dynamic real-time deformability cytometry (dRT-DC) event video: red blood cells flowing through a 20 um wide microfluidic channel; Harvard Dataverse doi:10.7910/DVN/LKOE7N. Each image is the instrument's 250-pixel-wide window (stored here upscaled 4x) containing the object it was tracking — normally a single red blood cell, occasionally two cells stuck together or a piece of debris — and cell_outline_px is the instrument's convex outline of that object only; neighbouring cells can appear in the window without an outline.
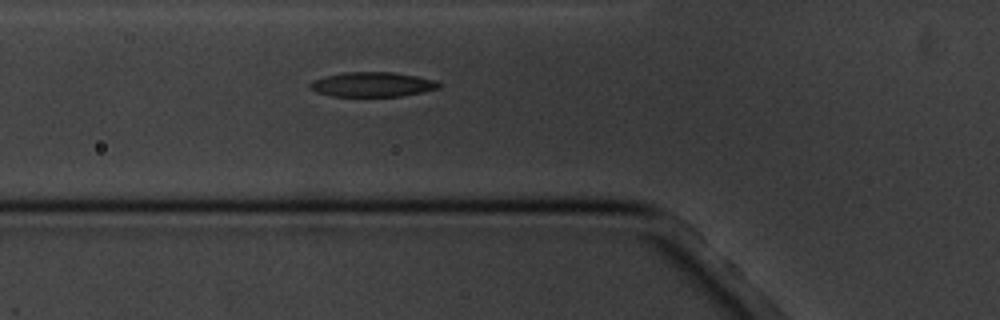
{"species": "common noctule bat (a hibernating species)", "species_latin": "Nyctalus noctula", "temperature_condition": "cold", "stored_images_in_passage": 6, "camera_frame_rate_fps": 3000, "um_per_image_px": 0.085, "animal": {"sex": "male", "body_mass_g": 20.1, "forearm_length_mm": 53.5}, "frame": {"image": 1, "passage_image": 6, "time_ms": 5.667, "image_size_px": [1000, 320], "cell_outline_px": [[440, 88], [400, 96], [332, 96], [316, 92], [308, 88], [308, 84], [312, 80], [324, 76], [344, 72], [392, 72], [416, 76], [436, 80], [440, 84]], "centroid_in_image_um": [31.59, 7.17], "position_along_channel_um": 94.2, "area_um2": 18.55}}